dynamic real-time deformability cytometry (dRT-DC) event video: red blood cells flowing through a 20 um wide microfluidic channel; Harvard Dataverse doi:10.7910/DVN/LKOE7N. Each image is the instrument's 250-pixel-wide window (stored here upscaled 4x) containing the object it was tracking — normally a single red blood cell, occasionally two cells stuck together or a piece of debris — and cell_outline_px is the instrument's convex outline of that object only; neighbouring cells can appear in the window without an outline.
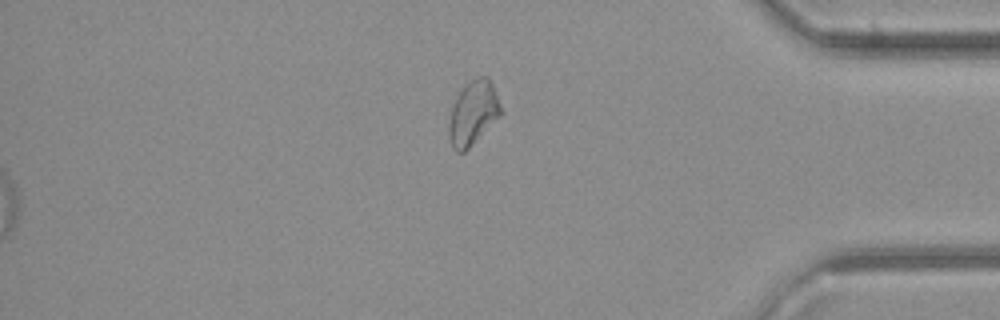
{"species": "common noctule bat (a hibernating species)", "species_latin": "Nyctalus noctula", "temperature_condition": "cold", "stored_images_in_passage": 28, "camera_frame_rate_fps": 3000, "um_per_image_px": 0.085, "animal": {"sex": "female", "body_mass_g": 21.9}, "frame": {"image": 1, "passage_image": 28, "time_ms": 9.0, "image_size_px": [1000, 320], "cell_outline_px": [[504, 112], [464, 152], [456, 152], [452, 148], [448, 136], [448, 124], [452, 108], [456, 96], [464, 84], [480, 76], [488, 76], [492, 84]], "centroid_in_image_um": [40.2, 9.6], "position_along_channel_um": 395.0, "area_um2": 19.42}}